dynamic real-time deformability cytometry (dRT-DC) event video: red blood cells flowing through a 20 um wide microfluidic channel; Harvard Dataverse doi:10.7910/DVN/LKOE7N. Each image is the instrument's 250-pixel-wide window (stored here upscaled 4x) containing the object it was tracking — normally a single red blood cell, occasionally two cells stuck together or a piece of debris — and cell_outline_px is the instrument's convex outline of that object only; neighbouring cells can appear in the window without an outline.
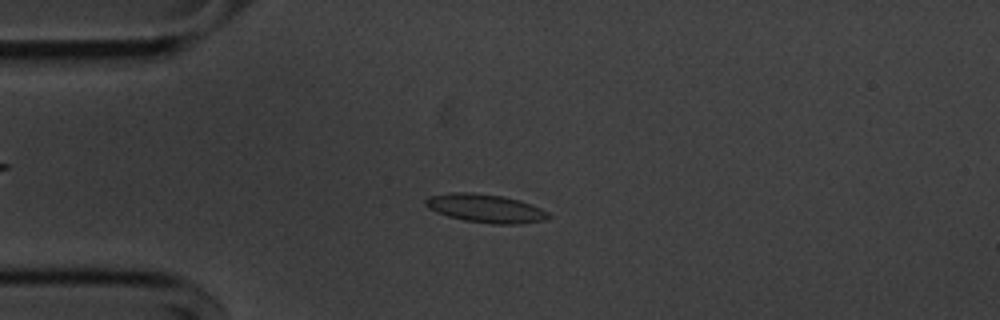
{"species": "common noctule bat (a hibernating species)", "species_latin": "Nyctalus noctula", "temperature_condition": "cold", "stored_images_in_passage": 52, "camera_frame_rate_fps": 3000, "um_per_image_px": 0.085, "animal": {"sex": "male", "body_mass_g": 20.1, "forearm_length_mm": 53.5}, "frame": {"image": 1, "passage_image": 10, "time_ms": 3.0, "image_size_px": [1000, 320], "cell_outline_px": [[552, 216], [544, 220], [520, 224], [492, 224], [464, 220], [448, 216], [436, 212], [428, 208], [424, 204], [424, 200], [428, 196], [452, 192], [472, 192], [504, 196], [520, 200], [540, 208], [548, 212]], "centroid_in_image_um": [41.25, 17.7], "position_along_channel_um": 43.7, "area_um2": 20.52}}
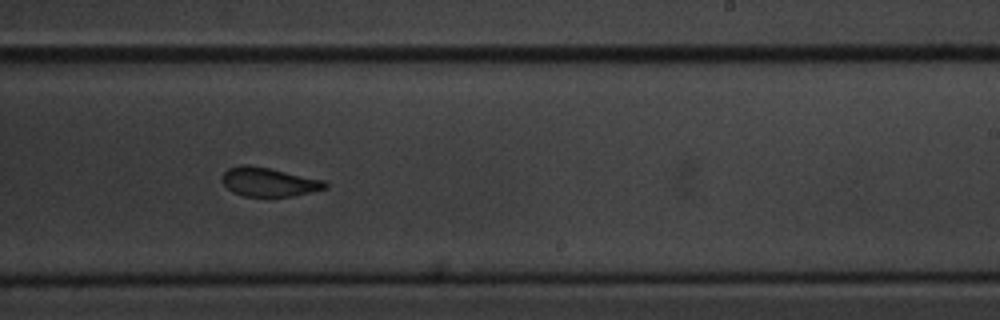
{"frame": {"image": 2, "passage_image": 30, "time_ms": 9.667, "image_size_px": [1000, 320], "cell_outline_px": [[328, 188], [292, 196], [244, 196], [232, 192], [220, 180], [220, 176], [228, 168], [240, 164], [248, 164], [268, 168], [324, 180], [328, 184]], "centroid_in_image_um": [22.81, 15.46], "position_along_channel_um": 266.2, "area_um2": 17.4}}
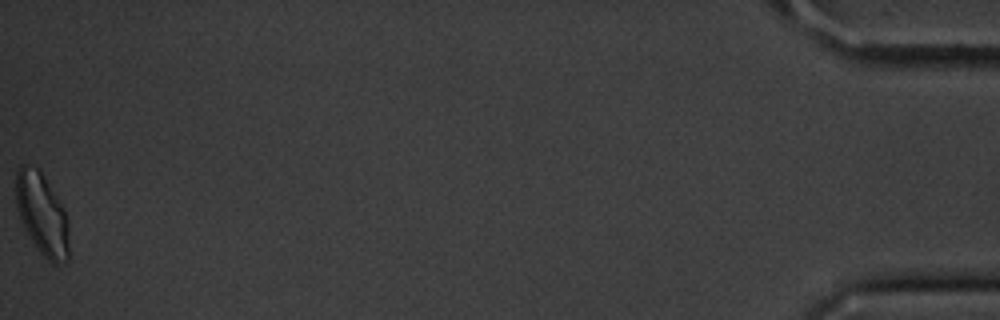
{"frame": {"image": 3, "passage_image": 52, "time_ms": 17.0, "image_size_px": [1000, 320], "cell_outline_px": [[68, 260], [56, 264], [52, 264], [36, 248], [28, 236], [24, 228], [16, 208], [16, 172], [20, 164], [28, 164], [40, 168], [60, 204], [68, 220]], "centroid_in_image_um": [3.54, 18.19], "position_along_channel_um": 431.7, "area_um2": 25.37}, "authors_computed_cell_mechanics": {"area_um2": 19.1029, "velocity_mm_per_s": 3.6053, "shape_relaxation_time_tau1_ms": 3.0292, "shape_relaxation_time_tau2_ms": 1.5129, "deformation_change_tau1": 0.1148, "deformation_change_tau2": 0.0676}}